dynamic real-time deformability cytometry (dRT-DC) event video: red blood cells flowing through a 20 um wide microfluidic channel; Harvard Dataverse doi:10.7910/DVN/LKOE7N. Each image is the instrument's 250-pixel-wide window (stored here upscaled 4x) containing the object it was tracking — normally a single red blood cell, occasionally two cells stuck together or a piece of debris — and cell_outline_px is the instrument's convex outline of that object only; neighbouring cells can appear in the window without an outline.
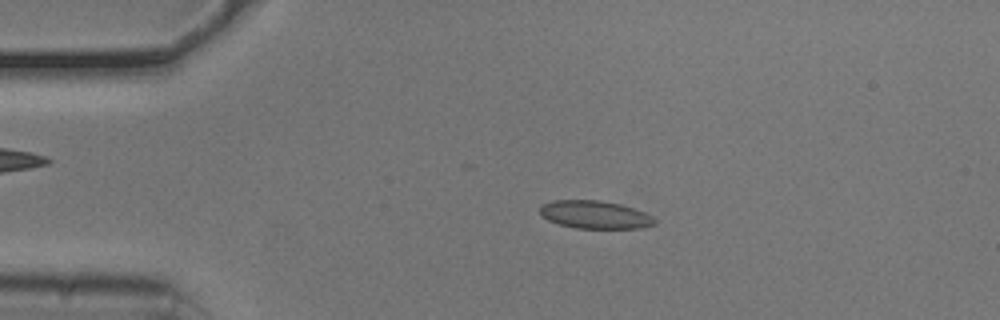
{"species": "common noctule bat (a hibernating species)", "species_latin": "Nyctalus noctula", "temperature_condition": "cold", "stored_images_in_passage": 49, "camera_frame_rate_fps": 3000, "um_per_image_px": 0.085, "animal": {"sex": "male", "body_mass_g": 20.5, "forearm_length_mm": 52.5}, "frame": {"image": 1, "passage_image": 10, "time_ms": 3.0, "image_size_px": [1000, 320], "cell_outline_px": [[656, 224], [640, 228], [576, 228], [560, 224], [548, 220], [540, 216], [540, 204], [552, 200], [600, 200], [620, 204], [644, 212], [652, 216], [656, 220]], "centroid_in_image_um": [50.54, 18.24], "position_along_channel_um": 34.5, "area_um2": 18.73}}
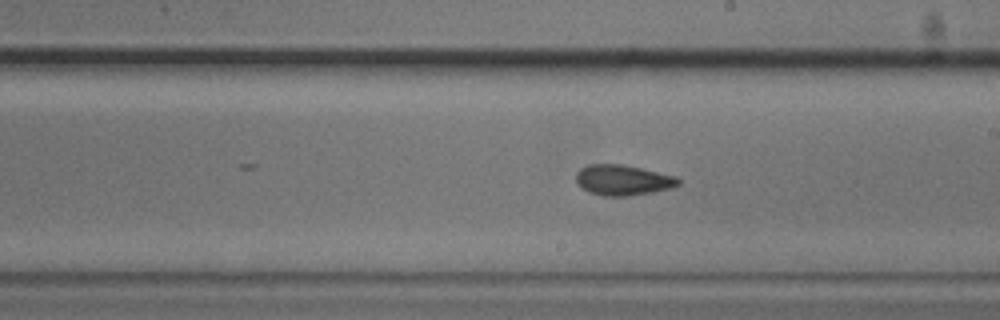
{"frame": {"image": 2, "passage_image": 29, "time_ms": 9.333, "image_size_px": [1000, 320], "cell_outline_px": [[680, 184], [668, 188], [652, 192], [628, 196], [604, 196], [588, 192], [580, 188], [576, 184], [576, 172], [580, 168], [588, 164], [620, 164], [640, 168], [676, 176], [680, 180]], "centroid_in_image_um": [52.88, 15.31], "position_along_channel_um": 236.1, "area_um2": 18.21}}
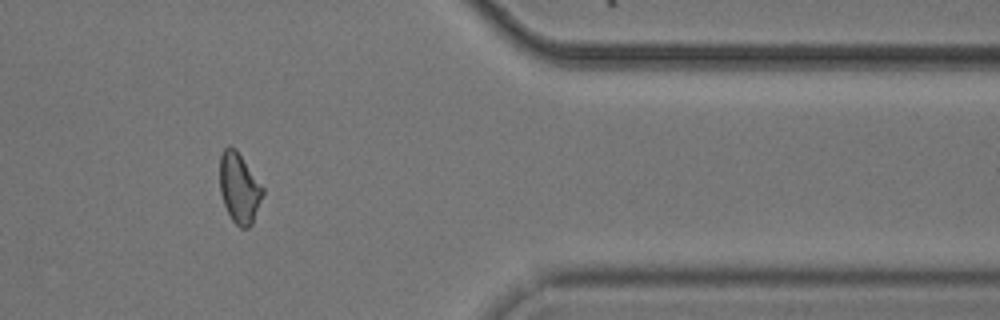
{"frame": {"image": 3, "passage_image": 43, "time_ms": 14.0, "image_size_px": [1000, 320], "cell_outline_px": [[264, 192], [252, 224], [248, 228], [240, 228], [232, 220], [224, 204], [220, 192], [220, 156], [224, 148], [228, 144], [236, 148], [264, 188]], "centroid_in_image_um": [20.33, 15.96], "position_along_channel_um": 391.1, "area_um2": 17.63}, "authors_computed_cell_mechanics": {"area_um2": 18.0336, "velocity_mm_per_s": 3.7863, "shape_relaxation_time_tau1_ms": 2.9059, "shape_relaxation_time_tau2_ms": 2.4516, "deformation_change_tau1": 0.0982, "deformation_change_tau2": 0.0838}}